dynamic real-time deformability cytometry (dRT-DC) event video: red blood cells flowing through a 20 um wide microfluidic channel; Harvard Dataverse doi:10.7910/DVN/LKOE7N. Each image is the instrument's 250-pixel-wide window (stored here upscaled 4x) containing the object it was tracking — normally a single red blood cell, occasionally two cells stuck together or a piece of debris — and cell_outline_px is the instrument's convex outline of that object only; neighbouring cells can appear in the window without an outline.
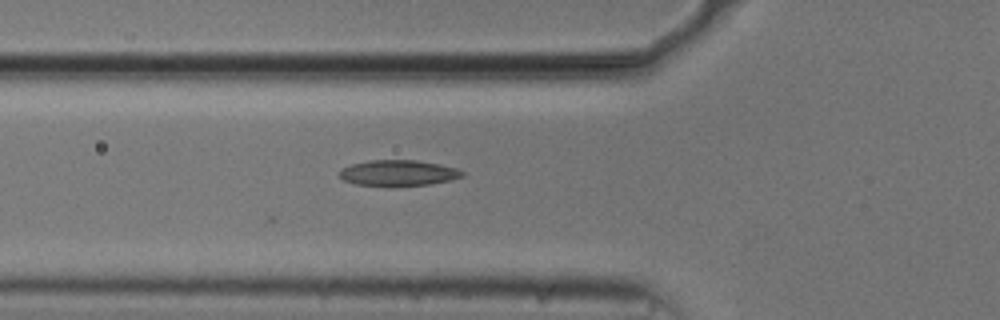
{"species": "common noctule bat (a hibernating species)", "species_latin": "Nyctalus noctula", "temperature_condition": "cold", "stored_images_in_passage": 31, "camera_frame_rate_fps": 3000, "um_per_image_px": 0.085, "animal": {"sex": "male", "body_mass_g": 20.5, "forearm_length_mm": 52.5}, "frame": {"image": 1, "passage_image": 6, "time_ms": 1.667, "image_size_px": [1000, 320], "cell_outline_px": [[464, 176], [452, 180], [428, 184], [356, 184], [344, 180], [340, 176], [340, 168], [352, 164], [368, 160], [416, 160], [440, 164], [456, 168], [464, 172]], "centroid_in_image_um": [33.88, 14.66], "position_along_channel_um": 91.9, "area_um2": 17.92}}
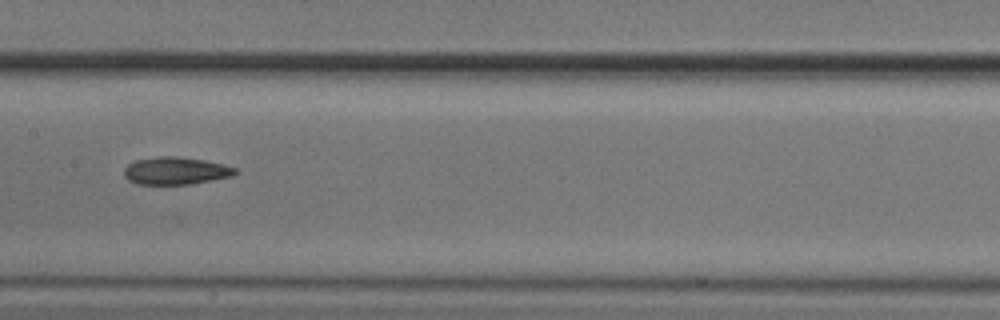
{"frame": {"image": 2, "passage_image": 14, "time_ms": 4.333, "image_size_px": [1000, 320], "cell_outline_px": [[236, 172], [232, 176], [188, 184], [136, 184], [128, 180], [124, 176], [124, 168], [128, 164], [136, 160], [156, 156], [176, 156], [204, 160], [224, 164], [236, 168]], "centroid_in_image_um": [14.89, 14.51], "position_along_channel_um": 192.5, "area_um2": 17.74}}
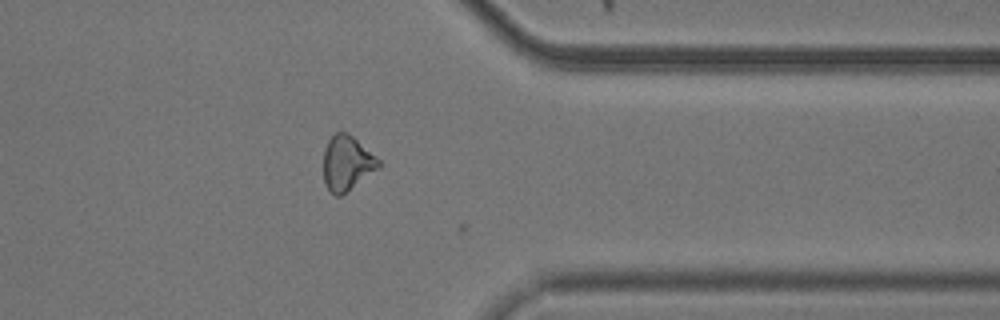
{"frame": {"image": 3, "passage_image": 30, "time_ms": 9.667, "image_size_px": [1000, 320], "cell_outline_px": [[380, 164], [376, 168], [340, 196], [336, 196], [324, 184], [324, 148], [328, 140], [336, 132], [344, 132], [352, 136], [376, 156], [380, 160]], "centroid_in_image_um": [29.44, 13.84], "position_along_channel_um": 382.0, "area_um2": 16.99}}